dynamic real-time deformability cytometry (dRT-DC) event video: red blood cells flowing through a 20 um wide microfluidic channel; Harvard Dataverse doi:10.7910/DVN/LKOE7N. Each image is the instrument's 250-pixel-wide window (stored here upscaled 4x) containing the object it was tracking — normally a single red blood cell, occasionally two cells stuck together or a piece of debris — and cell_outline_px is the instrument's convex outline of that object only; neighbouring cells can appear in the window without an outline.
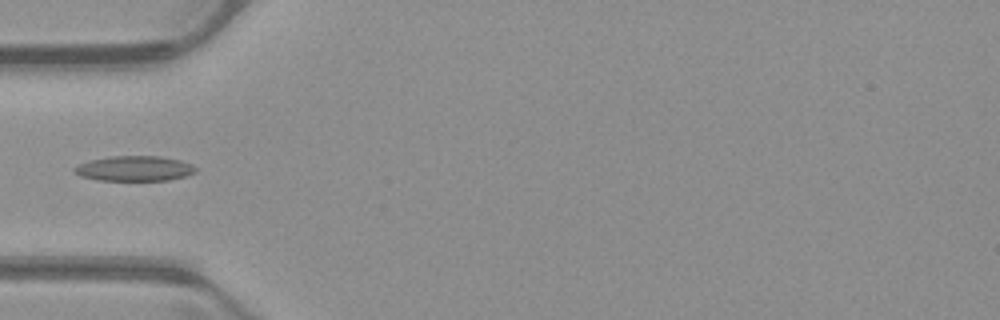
{"species": "common noctule bat (a hibernating species)", "species_latin": "Nyctalus noctula", "temperature_condition": "warm", "stored_images_in_passage": 36, "camera_frame_rate_fps": 3000, "um_per_image_px": 0.085, "animal": {"sex": "male", "body_mass_g": 23.1, "forearm_length_mm": 52.7}, "frame": {"image": 1, "passage_image": 1, "time_ms": 0.0, "image_size_px": [1000, 320], "cell_outline_px": [[196, 172], [188, 176], [168, 180], [96, 180], [80, 176], [72, 172], [72, 168], [80, 164], [92, 160], [112, 156], [160, 156], [180, 160], [192, 164], [196, 168]], "centroid_in_image_um": [11.44, 14.33], "position_along_channel_um": 73.6, "area_um2": 17.8}}
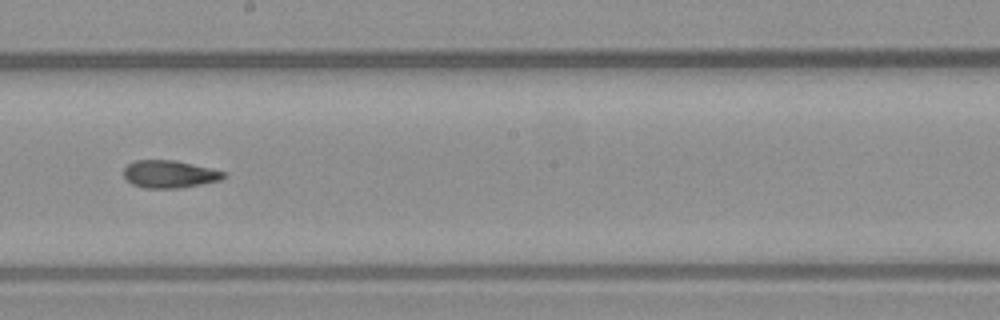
{"frame": {"image": 2, "passage_image": 13, "time_ms": 4.0, "image_size_px": [1000, 320], "cell_outline_px": [[224, 176], [220, 180], [180, 188], [144, 188], [132, 184], [124, 176], [124, 168], [128, 164], [136, 160], [176, 160], [224, 172]], "centroid_in_image_um": [14.35, 14.8], "position_along_channel_um": 233.8, "area_um2": 15.78}}
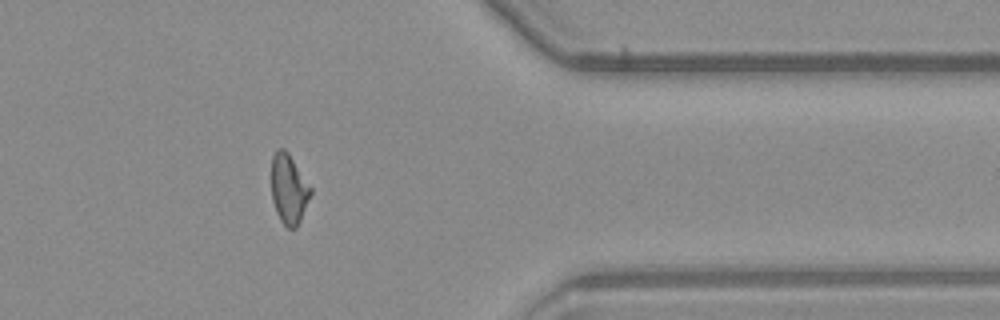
{"frame": {"image": 3, "passage_image": 26, "time_ms": 8.333, "image_size_px": [1000, 320], "cell_outline_px": [[312, 192], [300, 220], [296, 228], [288, 228], [280, 220], [276, 212], [272, 200], [272, 156], [276, 148], [284, 148], [288, 152], [312, 188]], "centroid_in_image_um": [24.54, 16.05], "position_along_channel_um": 386.9, "area_um2": 15.9}}